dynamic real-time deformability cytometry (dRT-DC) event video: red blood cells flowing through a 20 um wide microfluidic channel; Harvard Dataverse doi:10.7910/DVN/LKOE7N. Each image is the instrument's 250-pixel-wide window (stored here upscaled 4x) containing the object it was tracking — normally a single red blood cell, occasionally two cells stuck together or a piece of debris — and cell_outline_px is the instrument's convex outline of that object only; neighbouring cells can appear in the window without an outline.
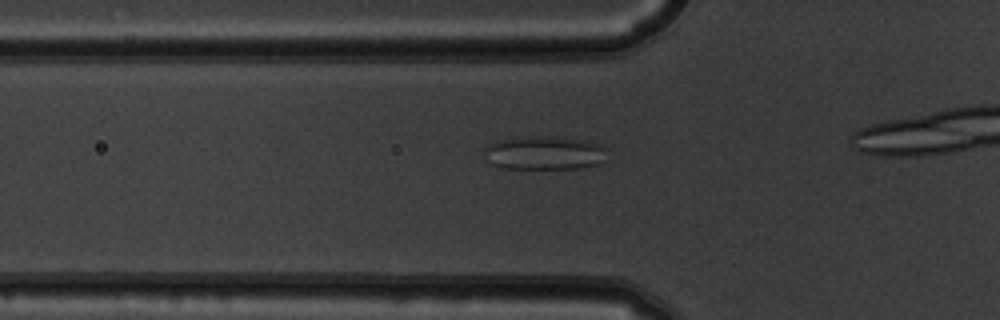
{"species": "common noctule bat (a hibernating species)", "species_latin": "Nyctalus noctula", "temperature_condition": "warm", "stored_images_in_passage": 12, "camera_frame_rate_fps": 3000, "um_per_image_px": 0.085, "animal": {"sex": "male", "body_mass_g": 19.5, "forearm_length_mm": 54.6}, "frame": {"image": 1, "passage_image": 7, "time_ms": 2.0, "image_size_px": [1000, 320], "cell_outline_px": [[604, 160], [600, 164], [580, 168], [504, 168], [492, 164], [484, 160], [484, 148], [488, 144], [500, 140], [528, 136], [548, 136], [584, 140], [600, 144], [604, 148]], "centroid_in_image_um": [46.22, 13.0], "position_along_channel_um": 79.6, "area_um2": 24.04}}